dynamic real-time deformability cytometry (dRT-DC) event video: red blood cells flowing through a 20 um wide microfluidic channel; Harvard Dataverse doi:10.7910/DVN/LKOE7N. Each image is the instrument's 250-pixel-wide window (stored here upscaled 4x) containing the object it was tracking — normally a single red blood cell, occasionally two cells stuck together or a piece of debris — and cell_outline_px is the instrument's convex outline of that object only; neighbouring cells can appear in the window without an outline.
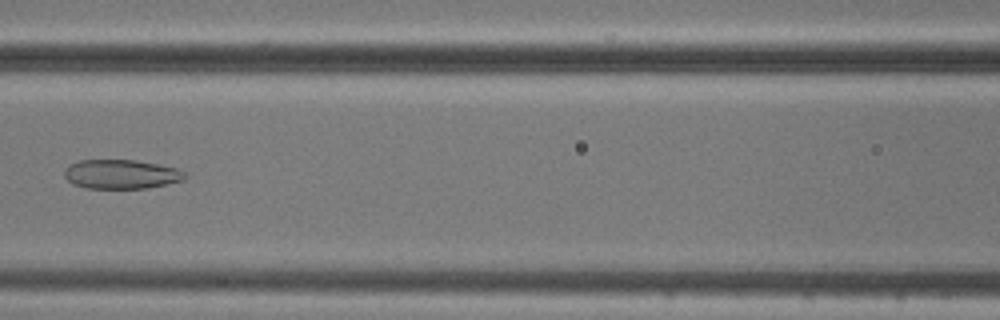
{"species": "common noctule bat (a hibernating species)", "species_latin": "Nyctalus noctula", "temperature_condition": "cold", "stored_images_in_passage": 5, "camera_frame_rate_fps": 3000, "um_per_image_px": 0.085, "animal": {"sex": "male", "body_mass_g": 20.5, "forearm_length_mm": 52.5}, "frame": {"image": 1, "passage_image": 3, "time_ms": 2.333, "image_size_px": [1000, 320], "cell_outline_px": [[188, 176], [184, 180], [148, 188], [84, 188], [72, 184], [64, 176], [64, 172], [72, 164], [80, 160], [136, 160], [176, 168], [184, 172]], "centroid_in_image_um": [10.32, 14.81], "position_along_channel_um": 156.3, "area_um2": 20.4}}
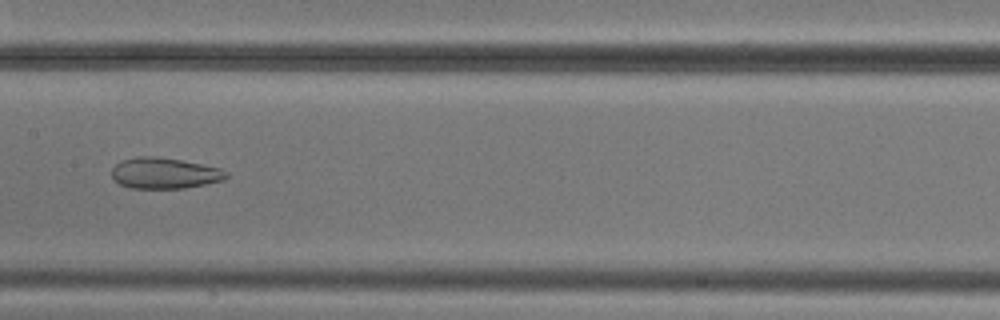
{"frame": {"image": 2, "passage_image": 4, "time_ms": 3.333, "image_size_px": [1000, 320], "cell_outline_px": [[228, 176], [224, 180], [184, 188], [128, 188], [120, 184], [112, 176], [112, 168], [116, 164], [124, 160], [136, 156], [156, 156], [180, 160], [220, 168], [228, 172]], "centroid_in_image_um": [13.98, 14.72], "position_along_channel_um": 193.4, "area_um2": 20.52}}